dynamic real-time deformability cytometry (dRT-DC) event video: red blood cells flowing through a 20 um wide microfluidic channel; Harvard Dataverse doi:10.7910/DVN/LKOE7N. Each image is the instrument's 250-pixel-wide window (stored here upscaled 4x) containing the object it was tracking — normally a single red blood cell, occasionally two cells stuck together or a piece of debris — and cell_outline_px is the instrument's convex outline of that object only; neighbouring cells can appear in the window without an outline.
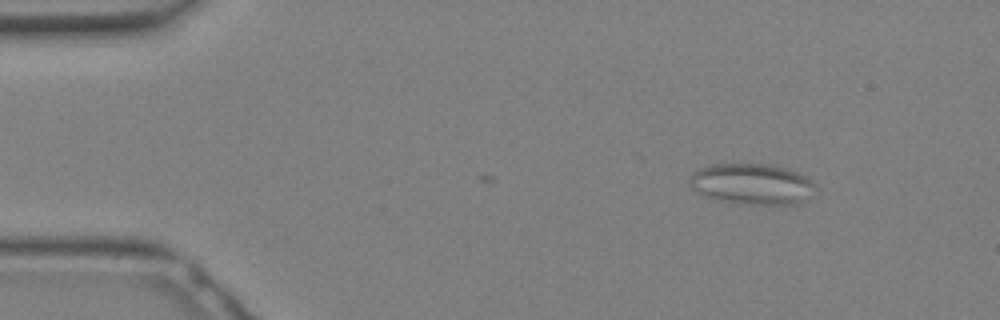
{"species": "Egyptian fruit bat (a non-hibernating species)", "species_latin": "Rousettus aegyptiacus", "temperature_condition": "warm", "stored_images_in_passage": 2, "camera_frame_rate_fps": 3000, "um_per_image_px": 0.085, "animal": {"sex": "female"}, "frame": {"image": 1, "passage_image": 2, "time_ms": 0.333, "image_size_px": [1000, 320], "cell_outline_px": [[816, 196], [800, 204], [752, 204], [728, 200], [708, 196], [692, 188], [688, 184], [688, 180], [692, 172], [700, 168], [716, 164], [772, 164], [788, 168], [808, 176], [816, 184]], "centroid_in_image_um": [64.06, 15.62], "position_along_channel_um": 20.9, "area_um2": 30.17}}